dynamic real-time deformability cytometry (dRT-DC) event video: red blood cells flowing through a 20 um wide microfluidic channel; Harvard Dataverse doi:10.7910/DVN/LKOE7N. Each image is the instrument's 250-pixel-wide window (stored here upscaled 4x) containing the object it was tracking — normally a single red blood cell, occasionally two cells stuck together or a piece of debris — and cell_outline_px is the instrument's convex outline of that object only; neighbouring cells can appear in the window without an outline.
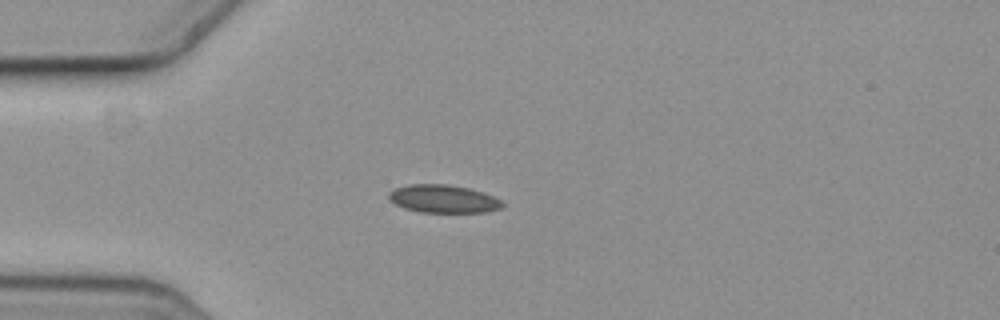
{"species": "common noctule bat (a hibernating species)", "species_latin": "Nyctalus noctula", "temperature_condition": "cold", "stored_images_in_passage": 4, "camera_frame_rate_fps": 3000, "um_per_image_px": 0.085, "animal": {"sex": "female", "body_mass_g": 19.3, "forearm_length_mm": 54.1}, "frame": {"image": 1, "passage_image": 1, "time_ms": 0.0, "image_size_px": [1000, 320], "cell_outline_px": [[504, 208], [488, 212], [420, 212], [404, 208], [388, 200], [388, 192], [396, 188], [408, 184], [448, 184], [468, 188], [484, 192], [500, 200], [504, 204]], "centroid_in_image_um": [37.68, 16.9], "position_along_channel_um": 47.3, "area_um2": 18.67}}
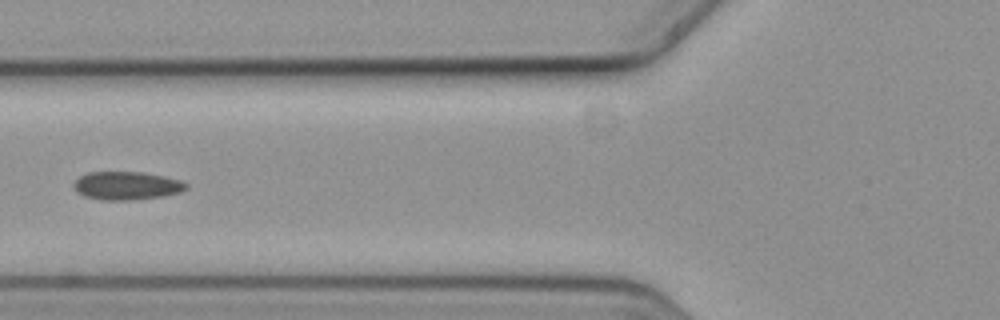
{"frame": {"image": 2, "passage_image": 3, "time_ms": 0.667, "image_size_px": [1000, 320], "cell_outline_px": [[188, 188], [180, 192], [164, 196], [132, 200], [100, 200], [84, 196], [76, 192], [72, 184], [80, 176], [88, 172], [144, 172], [164, 176], [180, 180], [188, 184]], "centroid_in_image_um": [10.76, 15.78], "position_along_channel_um": 115.0, "area_um2": 18.67}}
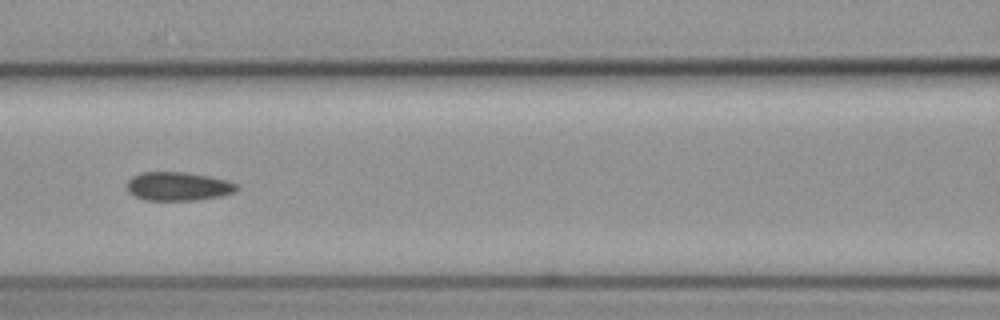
{"frame": {"image": 3, "passage_image": 4, "time_ms": 1.0, "image_size_px": [1000, 320], "cell_outline_px": [[240, 188], [236, 192], [220, 196], [196, 200], [144, 200], [132, 196], [128, 192], [128, 180], [132, 176], [140, 172], [188, 172], [208, 176], [224, 180], [236, 184]], "centroid_in_image_um": [15.12, 15.84], "position_along_channel_um": 151.5, "area_um2": 18.44}}